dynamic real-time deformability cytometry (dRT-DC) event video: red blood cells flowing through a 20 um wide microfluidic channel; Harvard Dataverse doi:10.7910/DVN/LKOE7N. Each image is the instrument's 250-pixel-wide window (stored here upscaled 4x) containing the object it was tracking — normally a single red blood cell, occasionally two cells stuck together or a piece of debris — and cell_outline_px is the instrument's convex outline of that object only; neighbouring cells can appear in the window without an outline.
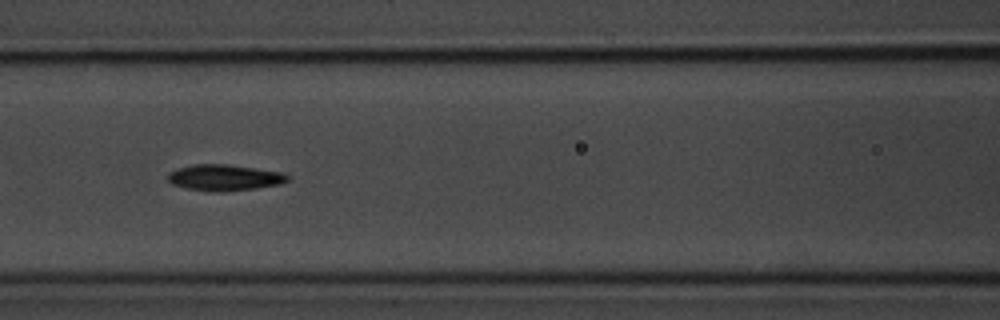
{"species": "common noctule bat (a hibernating species)", "species_latin": "Nyctalus noctula", "temperature_condition": "room temperature", "stored_images_in_passage": 19, "camera_frame_rate_fps": 3000, "um_per_image_px": 0.085, "animal": {"sex": "male", "body_mass_g": 20.1, "forearm_length_mm": 53.5}, "frame": {"image": 1, "passage_image": 9, "time_ms": 2.667, "image_size_px": [1000, 320], "cell_outline_px": [[292, 176], [288, 180], [280, 184], [256, 188], [224, 192], [216, 192], [188, 188], [172, 184], [168, 180], [168, 172], [180, 168], [196, 164], [228, 164], [284, 172]], "centroid_in_image_um": [19.14, 15.09], "position_along_channel_um": 147.5, "area_um2": 18.26}}